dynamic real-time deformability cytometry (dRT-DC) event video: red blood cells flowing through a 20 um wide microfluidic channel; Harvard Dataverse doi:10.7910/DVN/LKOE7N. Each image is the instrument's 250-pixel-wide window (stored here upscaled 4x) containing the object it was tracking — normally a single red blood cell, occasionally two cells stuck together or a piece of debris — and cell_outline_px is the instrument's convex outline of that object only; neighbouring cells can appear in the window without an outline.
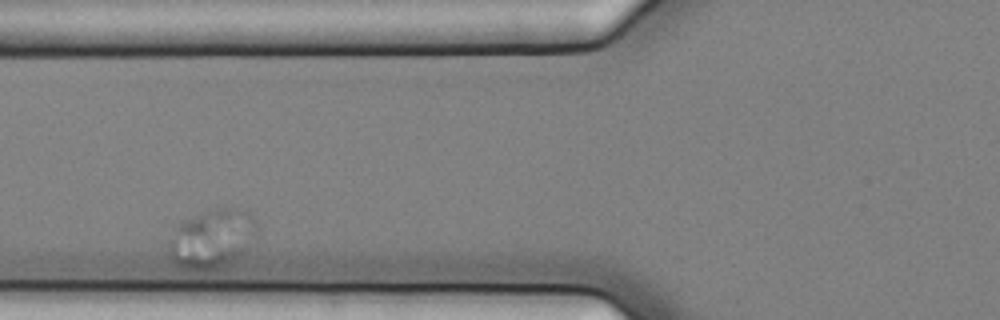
{"species": "common noctule bat (a hibernating species)", "species_latin": "Nyctalus noctula", "temperature_condition": "cold", "stored_images_in_passage": 34, "camera_frame_rate_fps": 3000, "um_per_image_px": 0.085, "animal": {"sex": "female", "body_mass_g": 25.1}, "frame": {"image": 1, "passage_image": 6, "time_ms": 1.667, "image_size_px": [1000, 320], "cell_outline_px": [[260, 228], [248, 248], [232, 264], [204, 272], [180, 268], [168, 256], [168, 240], [172, 224], [180, 220], [212, 208], [236, 208], [248, 212], [256, 220]], "centroid_in_image_um": [17.97, 20.29], "position_along_channel_um": 107.8, "area_um2": 31.73}}
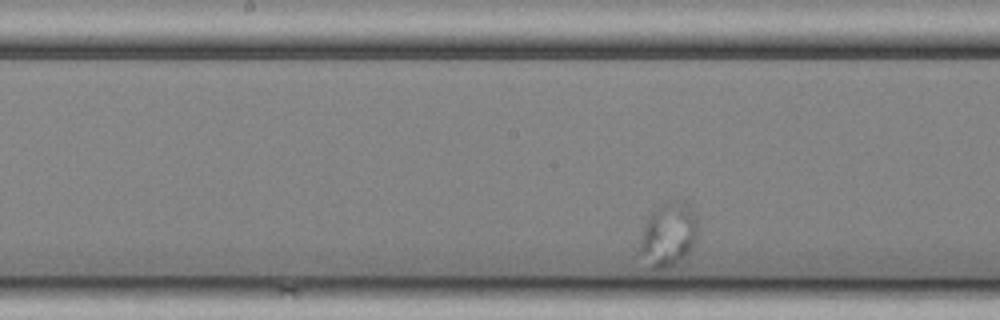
{"frame": {"image": 2, "passage_image": 15, "time_ms": 4.667, "image_size_px": [1000, 320], "cell_outline_px": [[700, 228], [696, 240], [692, 248], [684, 260], [672, 268], [648, 268], [640, 252], [640, 240], [644, 224], [648, 216], [660, 204], [676, 196], [692, 204], [700, 220]], "centroid_in_image_um": [56.9, 19.87], "position_along_channel_um": 191.3, "area_um2": 23.12}}
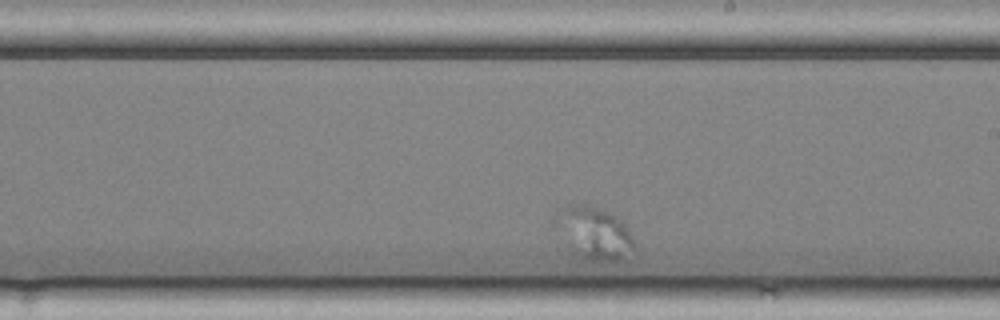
{"frame": {"image": 3, "passage_image": 20, "time_ms": 6.333, "image_size_px": [1000, 320], "cell_outline_px": [[632, 244], [624, 260], [584, 260], [572, 252], [548, 220], [556, 208], [568, 204], [588, 204], [612, 212], [624, 224], [632, 236]], "centroid_in_image_um": [50.31, 19.73], "position_along_channel_um": 238.7, "area_um2": 24.85}}